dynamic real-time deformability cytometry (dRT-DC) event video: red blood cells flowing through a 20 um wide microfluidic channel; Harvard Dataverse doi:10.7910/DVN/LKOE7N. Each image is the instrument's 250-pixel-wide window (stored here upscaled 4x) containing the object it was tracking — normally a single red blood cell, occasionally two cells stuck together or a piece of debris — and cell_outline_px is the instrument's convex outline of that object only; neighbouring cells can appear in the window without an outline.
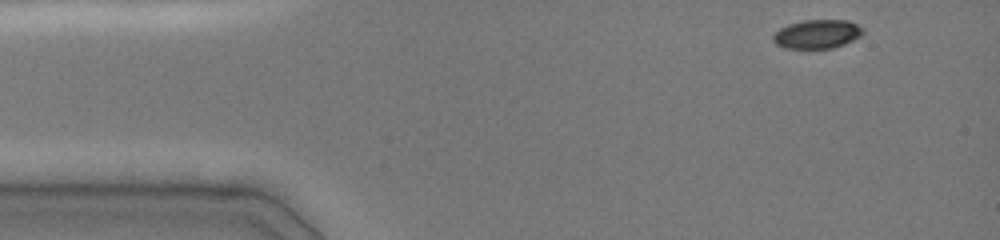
{"species": "common noctule bat (a hibernating species)", "species_latin": "Nyctalus noctula", "temperature_condition": "cold", "stored_images_in_passage": 40, "camera_frame_rate_fps": 3000, "um_per_image_px": 0.085, "animal": {"sex": "female", "body_mass_g": 19.0, "forearm_length_mm": 51.5}, "frame": {"image": 1, "passage_image": 1, "time_ms": 0.0, "image_size_px": [1000, 240], "cell_outline_px": [[864, 32], [860, 36], [844, 44], [832, 48], [784, 48], [776, 44], [772, 40], [772, 36], [780, 28], [788, 24], [804, 20], [848, 20], [864, 28]], "centroid_in_image_um": [69.45, 2.89], "position_along_channel_um": 15.5, "area_um2": 15.09}}
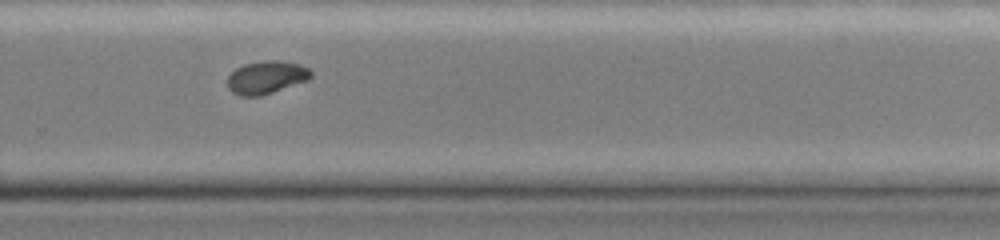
{"frame": {"image": 2, "passage_image": 29, "time_ms": 9.333, "image_size_px": [1000, 240], "cell_outline_px": [[312, 76], [308, 80], [260, 96], [240, 96], [232, 92], [228, 88], [228, 76], [236, 68], [244, 64], [268, 60], [280, 60], [300, 64], [308, 68], [312, 72]], "centroid_in_image_um": [22.64, 6.57], "position_along_channel_um": 307.2, "area_um2": 15.95}}
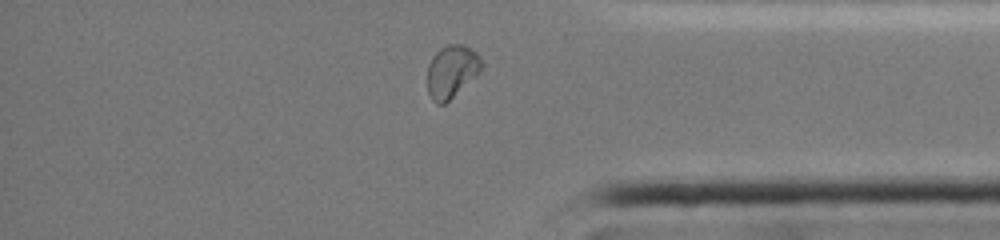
{"frame": {"image": 3, "passage_image": 36, "time_ms": 11.667, "image_size_px": [1000, 240], "cell_outline_px": [[484, 64], [480, 72], [476, 76], [444, 104], [436, 104], [432, 100], [428, 92], [428, 64], [432, 56], [440, 48], [448, 44], [464, 44], [476, 52], [480, 56]], "centroid_in_image_um": [38.4, 6.05], "position_along_channel_um": 396.8, "area_um2": 16.7}, "authors_computed_cell_mechanics": {"area_um2": 16.5019, "velocity_mm_per_s": 4.0125, "shape_relaxation_time_tau1_ms": 8.9633, "shape_relaxation_time_tau2_ms": 3.4193, "deformation_change_tau1": 0.213, "deformation_change_tau2": 0.0448}}